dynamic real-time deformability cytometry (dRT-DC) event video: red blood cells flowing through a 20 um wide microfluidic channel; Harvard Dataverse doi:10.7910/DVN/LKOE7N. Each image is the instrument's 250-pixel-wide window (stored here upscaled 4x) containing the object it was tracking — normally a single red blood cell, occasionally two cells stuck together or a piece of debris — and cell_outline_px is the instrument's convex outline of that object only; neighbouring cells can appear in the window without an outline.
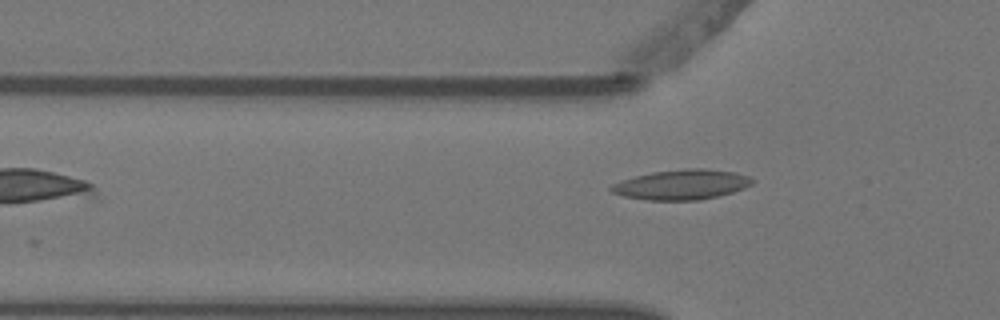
{"species": "Egyptian fruit bat (a non-hibernating species)", "species_latin": "Rousettus aegyptiacus", "temperature_condition": "warm", "stored_images_in_passage": 2, "camera_frame_rate_fps": 3000, "um_per_image_px": 0.085, "animal": {"sex": "female"}, "frame": {"image": 1, "passage_image": 2, "time_ms": 0.333, "image_size_px": [1000, 320], "cell_outline_px": [[756, 180], [752, 184], [744, 188], [732, 192], [700, 200], [648, 200], [624, 196], [612, 192], [608, 188], [612, 184], [620, 180], [652, 172], [684, 168], [704, 168], [736, 172], [748, 176]], "centroid_in_image_um": [57.95, 15.68], "position_along_channel_um": 67.9, "area_um2": 24.74}}